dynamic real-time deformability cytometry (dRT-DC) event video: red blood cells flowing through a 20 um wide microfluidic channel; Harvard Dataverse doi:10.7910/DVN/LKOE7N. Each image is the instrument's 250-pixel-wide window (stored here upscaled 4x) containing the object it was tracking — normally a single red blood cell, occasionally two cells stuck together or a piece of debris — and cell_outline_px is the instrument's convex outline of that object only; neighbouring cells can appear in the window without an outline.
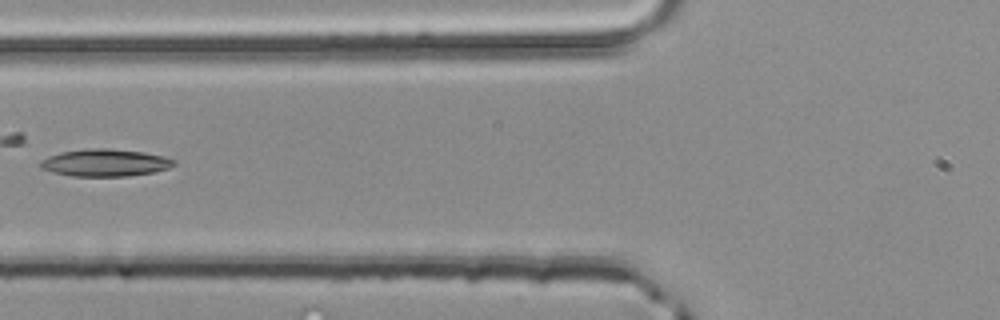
{"species": "common noctule bat (a hibernating species)", "species_latin": "Nyctalus noctula", "temperature_condition": "room temperature", "stored_images_in_passage": 3, "segment_of_instrument_passage": [2, 2], "camera_frame_rate_fps": 3000, "um_per_image_px": 0.085, "animal": {"sex": "male", "body_mass_g": 20.4}, "frame": {"image": 1, "passage_image": 3, "time_ms": 0.667, "image_size_px": [1000, 320], "cell_outline_px": [[176, 164], [168, 168], [156, 172], [128, 176], [72, 176], [52, 172], [40, 168], [40, 160], [48, 156], [60, 152], [88, 148], [108, 148], [144, 152], [164, 156], [176, 160]], "centroid_in_image_um": [8.94, 13.83], "position_along_channel_um": 116.9, "area_um2": 21.44}}